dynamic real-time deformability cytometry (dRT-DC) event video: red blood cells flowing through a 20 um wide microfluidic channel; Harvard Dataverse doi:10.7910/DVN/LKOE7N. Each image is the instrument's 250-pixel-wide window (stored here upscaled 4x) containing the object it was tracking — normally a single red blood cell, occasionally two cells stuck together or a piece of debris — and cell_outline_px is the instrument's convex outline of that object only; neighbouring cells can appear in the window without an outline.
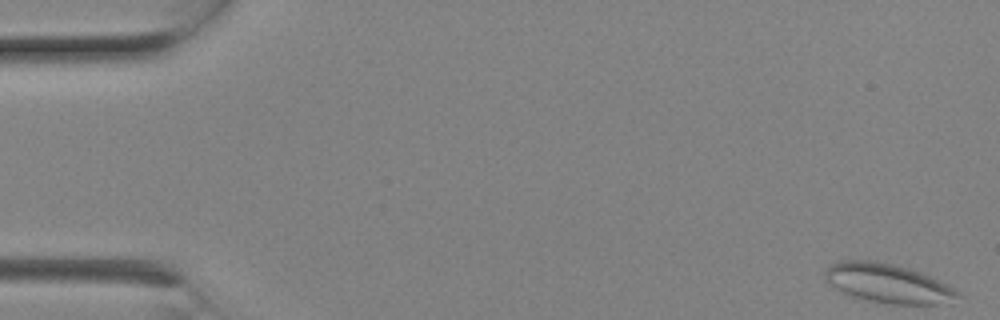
{"species": "Egyptian fruit bat (a non-hibernating species)", "species_latin": "Rousettus aegyptiacus", "temperature_condition": "room temperature", "stored_images_in_passage": 10, "camera_frame_rate_fps": 3000, "um_per_image_px": 0.085, "animal": {"sex": "female"}, "frame": {"image": 1, "passage_image": 1, "time_ms": 0.0, "image_size_px": [1000, 320], "cell_outline_px": [[960, 296], [952, 304], [888, 304], [868, 300], [844, 292], [836, 288], [824, 276], [824, 272], [828, 264], [840, 260], [872, 260], [892, 264], [908, 268], [920, 272], [960, 292]], "centroid_in_image_um": [75.49, 24.08], "position_along_channel_um": 9.5, "area_um2": 30.0}}
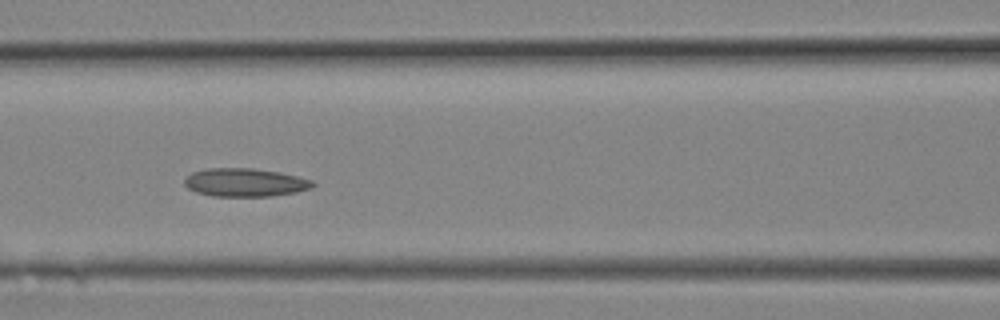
{"frame": {"image": 2, "passage_image": 9, "time_ms": 2.667, "image_size_px": [1000, 320], "cell_outline_px": [[316, 184], [312, 188], [296, 192], [268, 196], [212, 196], [196, 192], [188, 188], [184, 184], [184, 180], [192, 172], [208, 168], [252, 168], [280, 172], [312, 180]], "centroid_in_image_um": [20.83, 15.5], "position_along_channel_um": 145.8, "area_um2": 21.1}}
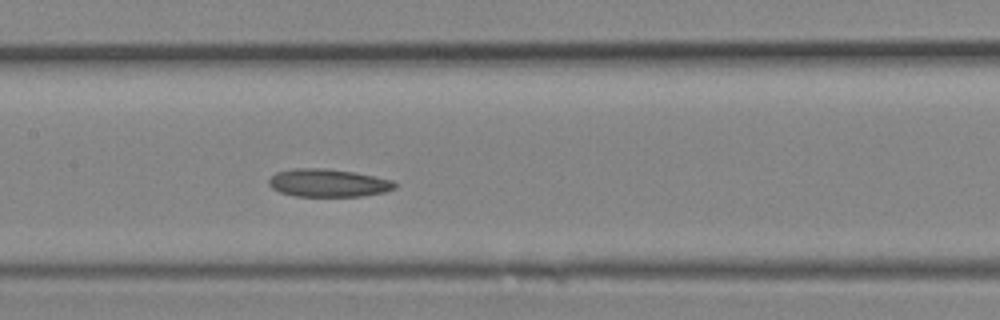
{"frame": {"image": 3, "passage_image": 10, "time_ms": 3.0, "image_size_px": [1000, 320], "cell_outline_px": [[396, 188], [384, 192], [360, 196], [296, 196], [280, 192], [272, 188], [268, 184], [268, 180], [276, 172], [292, 168], [324, 168], [352, 172], [392, 180], [396, 184]], "centroid_in_image_um": [27.86, 15.55], "position_along_channel_um": 179.5, "area_um2": 20.35}}